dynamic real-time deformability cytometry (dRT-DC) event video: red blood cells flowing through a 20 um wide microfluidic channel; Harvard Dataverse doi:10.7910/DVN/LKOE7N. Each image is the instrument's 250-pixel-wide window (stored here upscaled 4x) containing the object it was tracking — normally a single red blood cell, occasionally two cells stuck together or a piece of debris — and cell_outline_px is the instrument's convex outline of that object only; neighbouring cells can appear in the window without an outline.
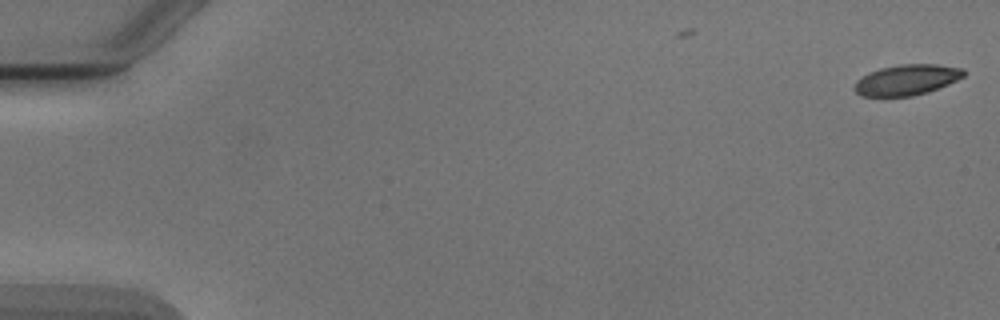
{"species": "Egyptian fruit bat (a non-hibernating species)", "species_latin": "Rousettus aegyptiacus", "temperature_condition": "cold", "stored_images_in_passage": 5, "camera_frame_rate_fps": 3000, "um_per_image_px": 0.085, "animal": {"sex": "male"}, "frame": {"image": 1, "passage_image": 1, "time_ms": 0.0, "image_size_px": [1000, 320], "cell_outline_px": [[964, 76], [948, 84], [928, 92], [912, 96], [860, 96], [852, 88], [856, 80], [868, 72], [880, 68], [900, 64], [936, 64], [964, 68]], "centroid_in_image_um": [77.04, 6.78], "position_along_channel_um": 8.0, "area_um2": 19.59}}